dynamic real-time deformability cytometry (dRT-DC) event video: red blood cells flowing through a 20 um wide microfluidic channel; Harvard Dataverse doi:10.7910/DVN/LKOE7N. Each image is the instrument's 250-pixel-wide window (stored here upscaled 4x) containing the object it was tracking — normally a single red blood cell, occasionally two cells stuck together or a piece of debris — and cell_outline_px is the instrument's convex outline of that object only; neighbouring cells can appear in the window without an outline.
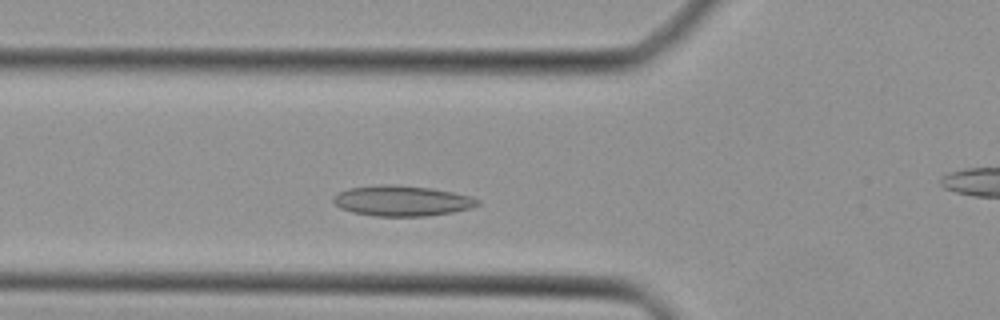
{"species": "Egyptian fruit bat (a non-hibernating species)", "species_latin": "Rousettus aegyptiacus", "temperature_condition": "cold", "stored_images_in_passage": 37, "camera_frame_rate_fps": 3000, "um_per_image_px": 0.085, "animal": {"sex": "female"}, "frame": {"image": 1, "passage_image": 7, "time_ms": 2.0, "image_size_px": [1000, 320], "cell_outline_px": [[480, 204], [472, 208], [452, 212], [424, 216], [376, 216], [352, 212], [340, 208], [332, 200], [332, 196], [348, 188], [428, 188], [452, 192], [472, 196], [480, 200]], "centroid_in_image_um": [34.23, 17.13], "position_along_channel_um": 91.6, "area_um2": 24.28}}
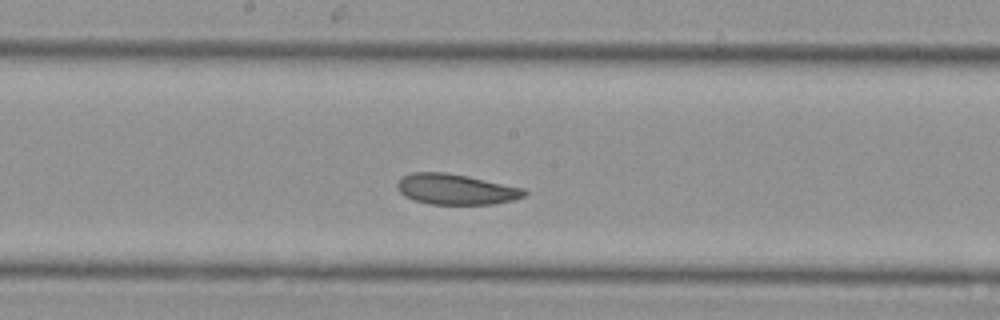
{"frame": {"image": 2, "passage_image": 15, "time_ms": 4.667, "image_size_px": [1000, 320], "cell_outline_px": [[528, 192], [524, 196], [516, 200], [496, 204], [432, 204], [416, 200], [404, 196], [396, 188], [396, 184], [404, 176], [412, 172], [448, 172], [468, 176], [524, 188]], "centroid_in_image_um": [38.78, 16.09], "position_along_channel_um": 209.4, "area_um2": 22.72}}
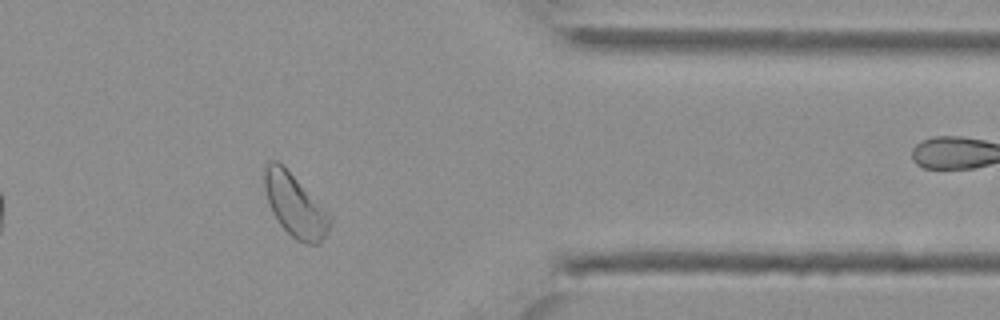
{"frame": {"image": 3, "passage_image": 28, "time_ms": 9.0, "image_size_px": [1000, 320], "cell_outline_px": [[332, 220], [328, 232], [320, 244], [304, 244], [296, 240], [280, 224], [272, 212], [264, 188], [264, 168], [272, 160], [276, 160], [332, 216]], "centroid_in_image_um": [25.09, 17.52], "position_along_channel_um": 386.3, "area_um2": 23.29}}